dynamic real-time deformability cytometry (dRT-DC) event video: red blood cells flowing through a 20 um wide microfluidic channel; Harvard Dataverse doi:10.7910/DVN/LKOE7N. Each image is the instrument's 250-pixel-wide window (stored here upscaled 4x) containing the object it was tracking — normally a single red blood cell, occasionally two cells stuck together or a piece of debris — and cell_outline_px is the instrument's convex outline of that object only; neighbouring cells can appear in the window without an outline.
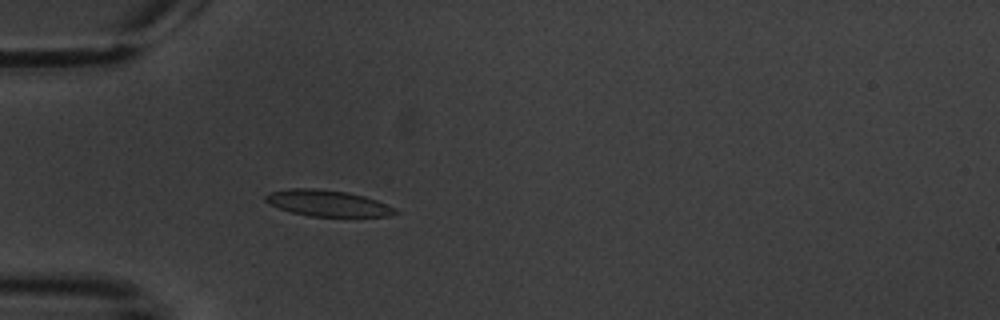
{"species": "common noctule bat (a hibernating species)", "species_latin": "Nyctalus noctula", "temperature_condition": "warm", "stored_images_in_passage": 3, "camera_frame_rate_fps": 3000, "um_per_image_px": 0.085, "animal": {"sex": "male", "body_mass_g": 20.1, "forearm_length_mm": 53.5}, "frame": {"image": 1, "passage_image": 3, "time_ms": 2.333, "image_size_px": [1000, 320], "cell_outline_px": [[400, 212], [388, 216], [308, 216], [292, 212], [268, 204], [264, 200], [264, 196], [272, 192], [288, 188], [312, 188], [344, 192], [364, 196], [376, 200], [396, 208]], "centroid_in_image_um": [27.83, 17.27], "position_along_channel_um": 57.2, "area_um2": 19.59}}